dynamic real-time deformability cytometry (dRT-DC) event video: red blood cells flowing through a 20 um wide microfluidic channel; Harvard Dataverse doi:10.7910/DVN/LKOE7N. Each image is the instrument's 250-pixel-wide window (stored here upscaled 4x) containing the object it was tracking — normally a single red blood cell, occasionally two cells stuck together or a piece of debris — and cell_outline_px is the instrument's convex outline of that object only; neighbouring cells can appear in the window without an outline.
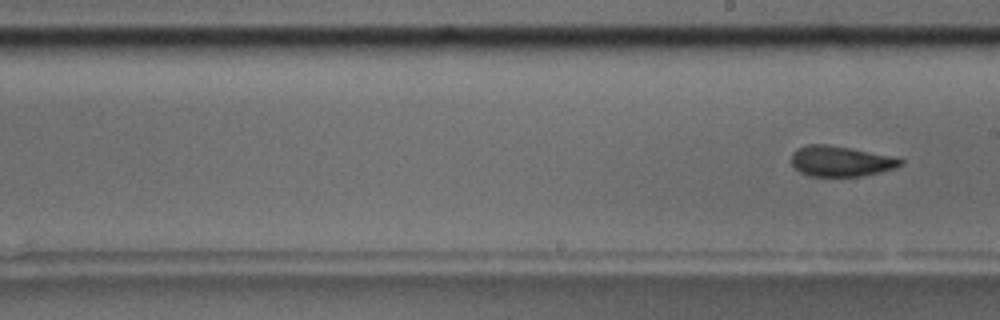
{"species": "common noctule bat (a hibernating species)", "species_latin": "Nyctalus noctula", "temperature_condition": "room temperature", "stored_images_in_passage": 10, "segment_of_instrument_passage": [2, 2], "camera_frame_rate_fps": 3000, "um_per_image_px": 0.085, "animal": {"sex": "male", "body_mass_g": 17.5, "forearm_length_mm": 52.3}, "frame": {"image": 1, "passage_image": 10, "time_ms": 11.333, "image_size_px": [1000, 320], "cell_outline_px": [[904, 164], [896, 168], [880, 172], [860, 176], [808, 176], [800, 172], [792, 164], [792, 152], [796, 148], [808, 144], [824, 144], [852, 148], [896, 156], [904, 160]], "centroid_in_image_um": [71.5, 13.69], "position_along_channel_um": 217.5, "area_um2": 19.65}}